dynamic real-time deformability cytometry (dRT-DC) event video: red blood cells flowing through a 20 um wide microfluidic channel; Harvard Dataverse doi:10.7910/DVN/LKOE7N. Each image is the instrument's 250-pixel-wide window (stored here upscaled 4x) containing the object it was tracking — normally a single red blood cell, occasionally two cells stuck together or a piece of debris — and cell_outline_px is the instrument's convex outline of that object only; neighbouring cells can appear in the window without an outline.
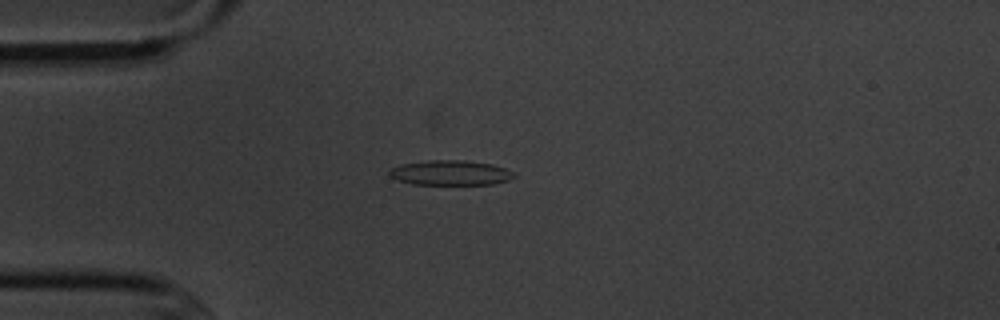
{"species": "common noctule bat (a hibernating species)", "species_latin": "Nyctalus noctula", "temperature_condition": "cold", "stored_images_in_passage": 3, "camera_frame_rate_fps": 3000, "um_per_image_px": 0.085, "animal": {"sex": "male", "body_mass_g": 20.1, "forearm_length_mm": 53.5}, "frame": {"image": 1, "passage_image": 3, "time_ms": 3.333, "image_size_px": [1000, 320], "cell_outline_px": [[516, 176], [508, 180], [492, 184], [412, 184], [400, 180], [392, 176], [388, 172], [392, 168], [400, 164], [428, 160], [464, 160], [492, 164], [504, 168], [512, 172]], "centroid_in_image_um": [38.29, 14.68], "position_along_channel_um": 46.7, "area_um2": 17.86}}